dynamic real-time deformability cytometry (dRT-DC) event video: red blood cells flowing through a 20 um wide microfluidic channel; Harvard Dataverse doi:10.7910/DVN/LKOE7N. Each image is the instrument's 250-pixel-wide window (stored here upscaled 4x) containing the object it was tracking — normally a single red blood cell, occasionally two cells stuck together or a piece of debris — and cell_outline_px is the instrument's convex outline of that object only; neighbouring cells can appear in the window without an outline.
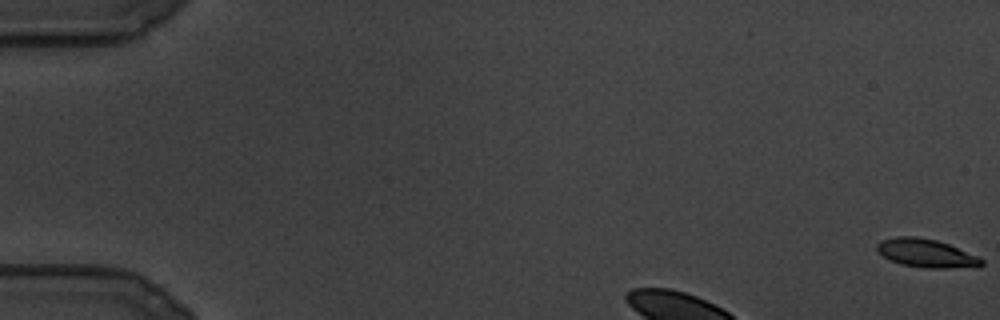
{"species": "common noctule bat (a hibernating species)", "species_latin": "Nyctalus noctula", "temperature_condition": "cold", "stored_images_in_passage": 15, "camera_frame_rate_fps": 3000, "um_per_image_px": 0.085, "animal": {"sex": "male", "body_mass_g": 19.5, "forearm_length_mm": 54.6}, "frame": {"image": 1, "passage_image": 1, "time_ms": 0.0, "image_size_px": [1000, 320], "cell_outline_px": [[984, 264], [980, 268], [924, 268], [900, 264], [876, 252], [876, 244], [880, 240], [896, 236], [916, 236], [936, 240], [948, 244], [980, 256], [984, 260]], "centroid_in_image_um": [78.78, 21.53], "position_along_channel_um": 6.2, "area_um2": 17.74}}